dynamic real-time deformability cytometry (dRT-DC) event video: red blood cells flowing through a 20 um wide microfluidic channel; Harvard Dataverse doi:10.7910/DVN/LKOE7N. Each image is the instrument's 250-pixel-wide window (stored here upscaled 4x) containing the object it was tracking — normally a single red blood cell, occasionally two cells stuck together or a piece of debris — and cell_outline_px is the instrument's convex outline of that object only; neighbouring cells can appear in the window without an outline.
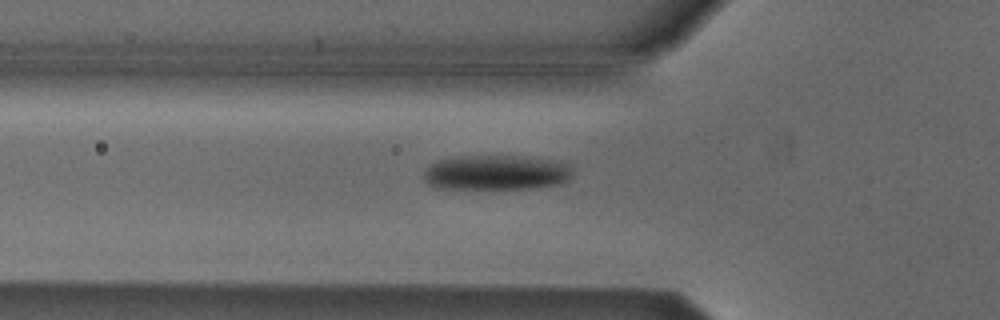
{"species": "Egyptian fruit bat (a non-hibernating species)", "species_latin": "Rousettus aegyptiacus", "temperature_condition": "cold", "stored_images_in_passage": 16, "camera_frame_rate_fps": 3000, "um_per_image_px": 0.085, "animal": {"sex": "male"}, "frame": {"image": 1, "passage_image": 2, "time_ms": 0.333, "image_size_px": [1000, 320], "cell_outline_px": [[572, 176], [568, 180], [560, 184], [532, 188], [436, 188], [428, 184], [424, 180], [424, 172], [432, 164], [440, 160], [456, 156], [512, 156], [560, 160], [568, 164], [572, 172]], "centroid_in_image_um": [42.21, 14.66], "position_along_channel_um": 83.6, "area_um2": 30.23}}
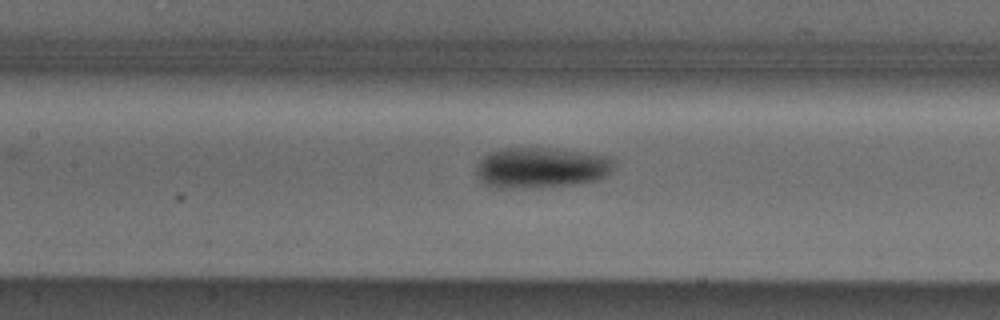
{"frame": {"image": 2, "passage_image": 8, "time_ms": 2.333, "image_size_px": [1000, 320], "cell_outline_px": [[616, 168], [608, 176], [600, 180], [572, 184], [512, 188], [500, 188], [480, 184], [476, 172], [476, 168], [480, 160], [484, 156], [500, 148], [548, 148], [612, 156], [616, 160]], "centroid_in_image_um": [46.05, 14.25], "position_along_channel_um": 161.4, "area_um2": 32.95}}
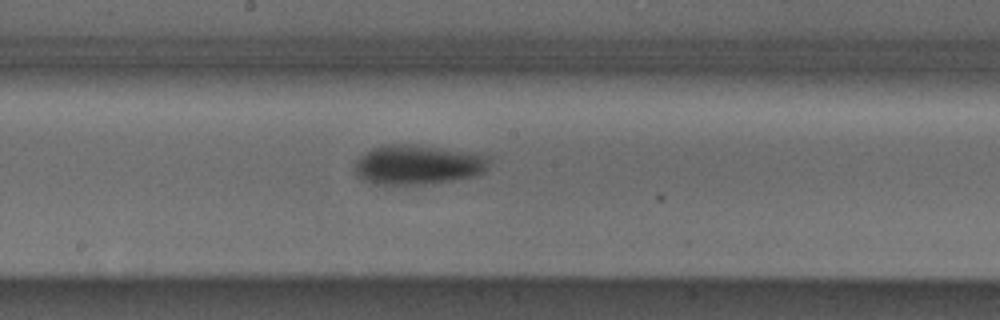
{"frame": {"image": 3, "passage_image": 12, "time_ms": 3.667, "image_size_px": [1000, 320], "cell_outline_px": [[488, 168], [484, 172], [476, 176], [456, 180], [424, 184], [372, 184], [364, 180], [356, 172], [356, 160], [364, 152], [372, 148], [384, 144], [416, 144], [476, 152], [488, 156]], "centroid_in_image_um": [35.56, 13.98], "position_along_channel_um": 212.6, "area_um2": 31.44}}